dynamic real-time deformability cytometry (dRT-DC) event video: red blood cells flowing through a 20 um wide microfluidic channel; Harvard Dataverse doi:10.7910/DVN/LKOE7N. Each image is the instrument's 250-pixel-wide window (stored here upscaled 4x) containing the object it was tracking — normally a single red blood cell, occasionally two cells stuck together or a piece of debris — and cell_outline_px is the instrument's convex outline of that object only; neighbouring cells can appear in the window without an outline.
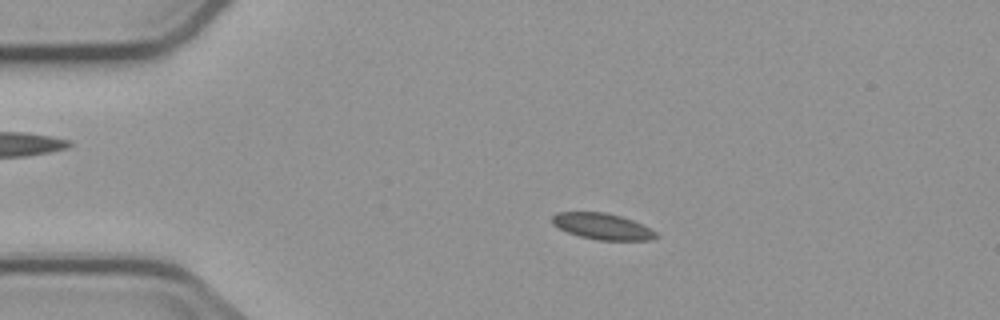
{"species": "common noctule bat (a hibernating species)", "species_latin": "Nyctalus noctula", "temperature_condition": "cold", "stored_images_in_passage": 5, "camera_frame_rate_fps": 3000, "um_per_image_px": 0.085, "animal": {"sex": "male", "body_mass_g": 23.1, "forearm_length_mm": 52.7}, "frame": {"image": 1, "passage_image": 2, "time_ms": 2.0, "image_size_px": [1000, 320], "cell_outline_px": [[660, 236], [652, 240], [596, 240], [580, 236], [568, 232], [552, 224], [552, 216], [556, 212], [604, 212], [620, 216], [632, 220], [656, 232]], "centroid_in_image_um": [51.19, 19.24], "position_along_channel_um": 33.8, "area_um2": 15.72}}
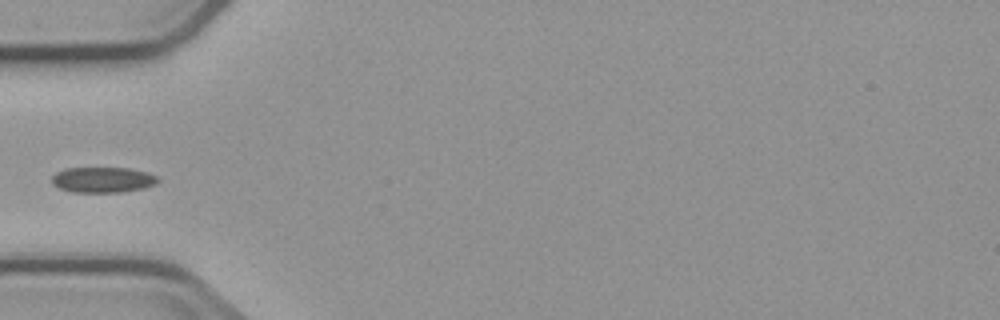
{"frame": {"image": 2, "passage_image": 4, "time_ms": 4.333, "image_size_px": [1000, 320], "cell_outline_px": [[160, 180], [156, 184], [144, 188], [124, 192], [72, 192], [60, 188], [52, 184], [52, 176], [56, 172], [64, 168], [128, 168], [148, 172], [156, 176]], "centroid_in_image_um": [8.75, 15.28], "position_along_channel_um": 76.3, "area_um2": 15.9}}
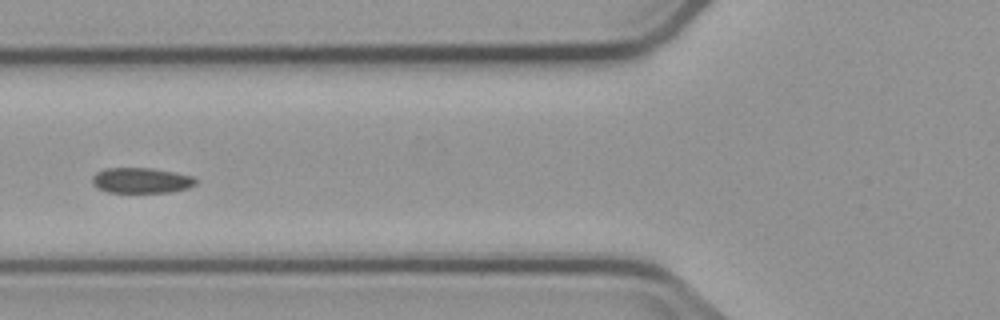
{"frame": {"image": 3, "passage_image": 5, "time_ms": 5.333, "image_size_px": [1000, 320], "cell_outline_px": [[196, 184], [188, 188], [168, 192], [108, 192], [92, 184], [92, 176], [96, 172], [104, 168], [152, 168], [192, 176], [196, 180]], "centroid_in_image_um": [11.98, 15.33], "position_along_channel_um": 113.8, "area_um2": 15.2}}